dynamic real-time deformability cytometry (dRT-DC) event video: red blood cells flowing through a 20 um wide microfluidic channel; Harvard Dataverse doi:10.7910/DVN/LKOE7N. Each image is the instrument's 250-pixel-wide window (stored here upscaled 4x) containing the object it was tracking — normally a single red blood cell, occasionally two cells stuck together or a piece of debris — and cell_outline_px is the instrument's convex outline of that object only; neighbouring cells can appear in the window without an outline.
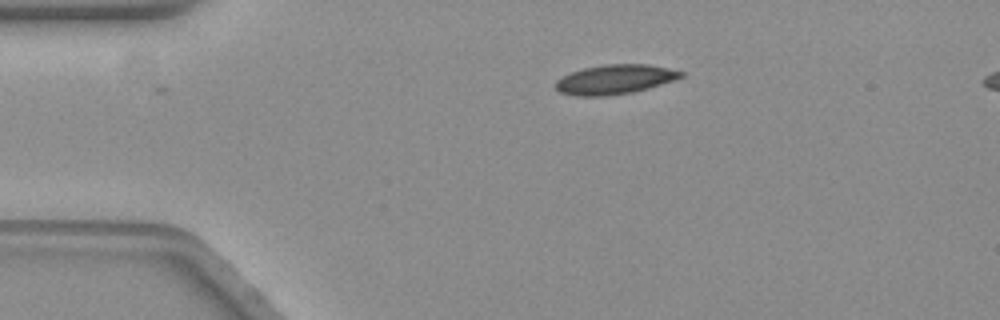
{"species": "common noctule bat (a hibernating species)", "species_latin": "Nyctalus noctula", "temperature_condition": "warm", "stored_images_in_passage": 48, "camera_frame_rate_fps": 3000, "um_per_image_px": 0.085, "animal": {"sex": "female", "body_mass_g": 19.3, "forearm_length_mm": 54.1}, "frame": {"image": 1, "passage_image": 1, "time_ms": 0.0, "image_size_px": [1000, 320], "cell_outline_px": [[684, 76], [676, 80], [648, 88], [632, 92], [604, 96], [576, 96], [560, 92], [556, 88], [556, 80], [572, 72], [584, 68], [604, 64], [648, 64], [668, 68], [684, 72]], "centroid_in_image_um": [52.29, 6.75], "position_along_channel_um": 32.7, "area_um2": 21.44}}
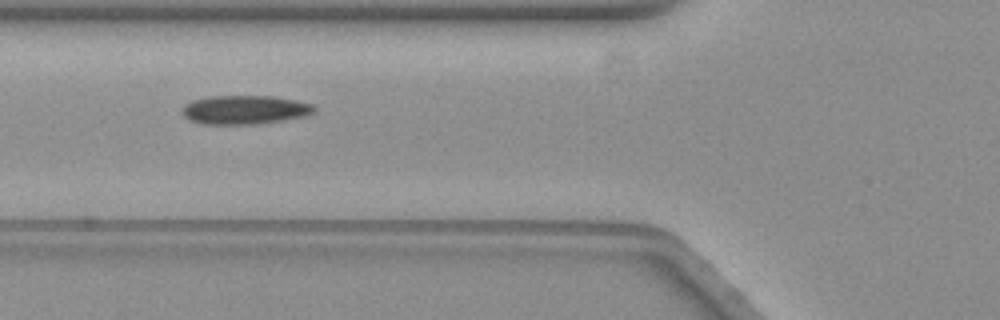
{"frame": {"image": 2, "passage_image": 11, "time_ms": 3.333, "image_size_px": [1000, 320], "cell_outline_px": [[316, 108], [312, 112], [304, 116], [284, 120], [256, 124], [204, 124], [188, 120], [180, 112], [184, 104], [192, 100], [208, 96], [272, 96], [296, 100], [312, 104]], "centroid_in_image_um": [20.75, 9.33], "position_along_channel_um": 105.1, "area_um2": 22.31}}
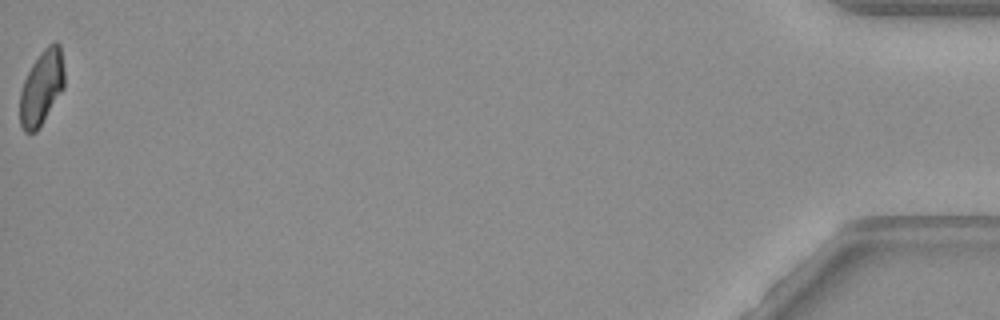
{"frame": {"image": 3, "passage_image": 48, "time_ms": 15.667, "image_size_px": [1000, 320], "cell_outline_px": [[64, 88], [36, 132], [24, 132], [20, 124], [20, 92], [24, 80], [32, 64], [40, 52], [48, 44], [56, 40], [60, 44], [64, 68]], "centroid_in_image_um": [3.54, 7.41], "position_along_channel_um": 431.7, "area_um2": 19.36}, "authors_computed_cell_mechanics": {"area_um2": 21.4438, "velocity_mm_per_s": 3.5156, "shape_relaxation_time_tau1_ms": null, "shape_relaxation_time_tau2_ms": 6.7073, "deformation_change_tau1": null, "deformation_change_tau2": 0.1206}}